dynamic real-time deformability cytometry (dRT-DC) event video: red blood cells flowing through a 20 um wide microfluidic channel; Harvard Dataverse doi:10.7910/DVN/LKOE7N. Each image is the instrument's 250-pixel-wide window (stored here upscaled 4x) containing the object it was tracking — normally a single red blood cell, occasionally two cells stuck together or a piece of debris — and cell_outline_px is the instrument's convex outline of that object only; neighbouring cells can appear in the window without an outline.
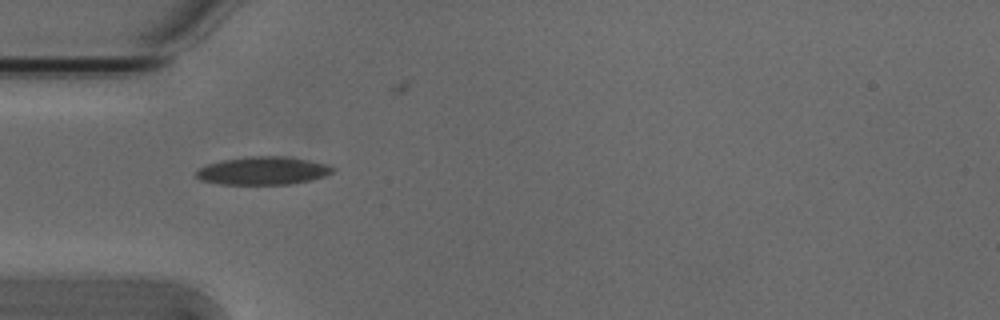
{"species": "Egyptian fruit bat (a non-hibernating species)", "species_latin": "Rousettus aegyptiacus", "temperature_condition": "cold", "stored_images_in_passage": 2, "camera_frame_rate_fps": 3000, "um_per_image_px": 0.085, "animal": {"sex": "male"}, "frame": {"image": 1, "passage_image": 1, "time_ms": 0.0, "image_size_px": [1000, 320], "cell_outline_px": [[336, 168], [332, 172], [324, 176], [312, 180], [288, 184], [220, 184], [200, 180], [196, 176], [196, 172], [200, 168], [208, 164], [224, 160], [248, 156], [284, 156], [308, 160], [324, 164]], "centroid_in_image_um": [22.35, 14.51], "position_along_channel_um": 62.6, "area_um2": 22.08}}
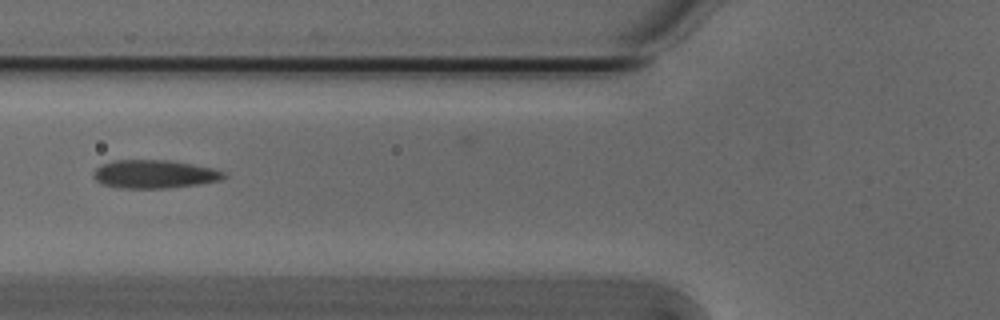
{"frame": {"image": 2, "passage_image": 2, "time_ms": 0.333, "image_size_px": [1000, 320], "cell_outline_px": [[228, 176], [220, 180], [200, 184], [168, 188], [120, 188], [100, 184], [92, 176], [92, 172], [100, 164], [116, 160], [172, 160], [212, 168], [224, 172]], "centroid_in_image_um": [13.09, 14.8], "position_along_channel_um": 112.7, "area_um2": 21.73}}